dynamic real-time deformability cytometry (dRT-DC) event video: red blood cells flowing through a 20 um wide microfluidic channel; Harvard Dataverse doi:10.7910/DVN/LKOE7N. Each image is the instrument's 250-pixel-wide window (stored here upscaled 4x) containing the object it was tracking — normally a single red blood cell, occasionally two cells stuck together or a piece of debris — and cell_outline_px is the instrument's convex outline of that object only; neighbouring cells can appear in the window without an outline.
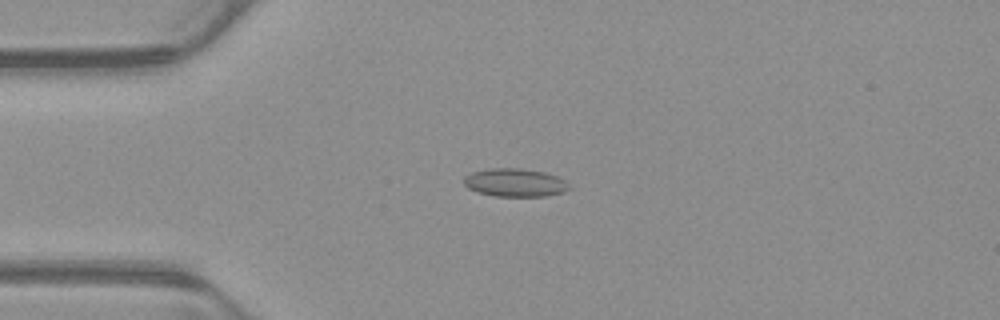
{"species": "common noctule bat (a hibernating species)", "species_latin": "Nyctalus noctula", "temperature_condition": "warm", "stored_images_in_passage": 42, "camera_frame_rate_fps": 3000, "um_per_image_px": 0.085, "animal": {"sex": "male", "body_mass_g": 23.1, "forearm_length_mm": 52.7}, "frame": {"image": 1, "passage_image": 2, "time_ms": 0.333, "image_size_px": [1000, 320], "cell_outline_px": [[572, 188], [564, 192], [544, 196], [496, 196], [480, 192], [468, 188], [464, 184], [464, 176], [472, 172], [488, 168], [520, 168], [544, 172], [556, 176], [564, 180]], "centroid_in_image_um": [43.78, 15.51], "position_along_channel_um": 41.2, "area_um2": 17.22}}
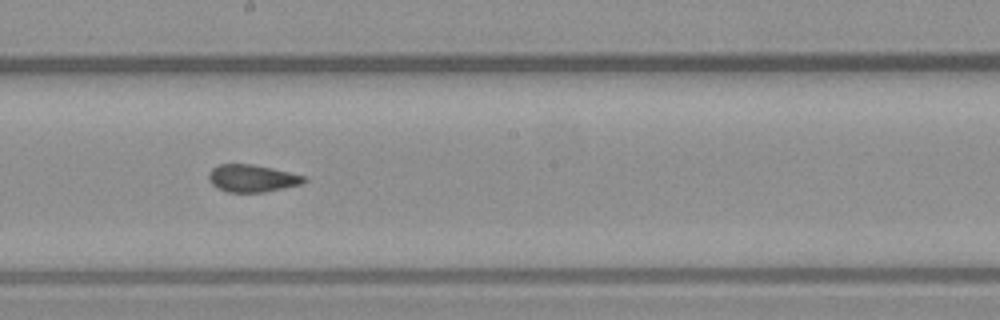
{"frame": {"image": 2, "passage_image": 18, "time_ms": 5.667, "image_size_px": [1000, 320], "cell_outline_px": [[308, 180], [300, 184], [264, 192], [228, 192], [216, 188], [208, 180], [208, 176], [212, 168], [220, 164], [252, 164], [272, 168], [308, 176]], "centroid_in_image_um": [21.44, 15.15], "position_along_channel_um": 226.8, "area_um2": 15.26}}
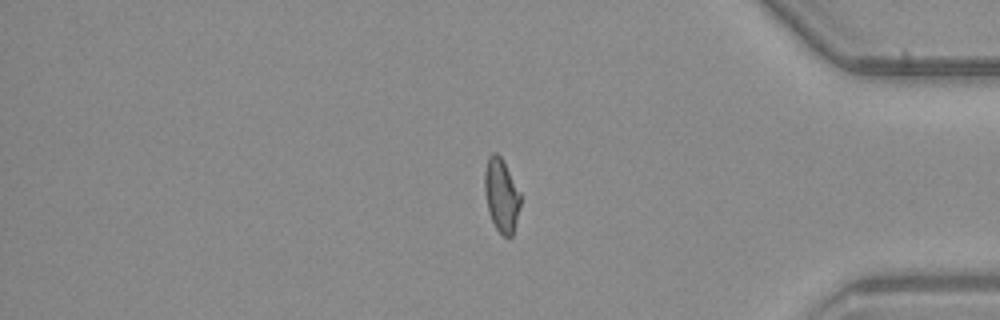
{"frame": {"image": 3, "passage_image": 33, "time_ms": 10.667, "image_size_px": [1000, 320], "cell_outline_px": [[520, 204], [512, 236], [504, 236], [496, 228], [488, 212], [484, 188], [484, 172], [488, 156], [492, 152], [496, 152], [500, 156], [520, 192]], "centroid_in_image_um": [42.59, 16.57], "position_along_channel_um": 392.6, "area_um2": 15.09}, "authors_computed_cell_mechanics": {"area_um2": 15.8083, "velocity_mm_per_s": 3.8885, "shape_relaxation_time_tau1_ms": null, "shape_relaxation_time_tau2_ms": 1.2963, "deformation_change_tau1": null, "deformation_change_tau2": 0.0773}}